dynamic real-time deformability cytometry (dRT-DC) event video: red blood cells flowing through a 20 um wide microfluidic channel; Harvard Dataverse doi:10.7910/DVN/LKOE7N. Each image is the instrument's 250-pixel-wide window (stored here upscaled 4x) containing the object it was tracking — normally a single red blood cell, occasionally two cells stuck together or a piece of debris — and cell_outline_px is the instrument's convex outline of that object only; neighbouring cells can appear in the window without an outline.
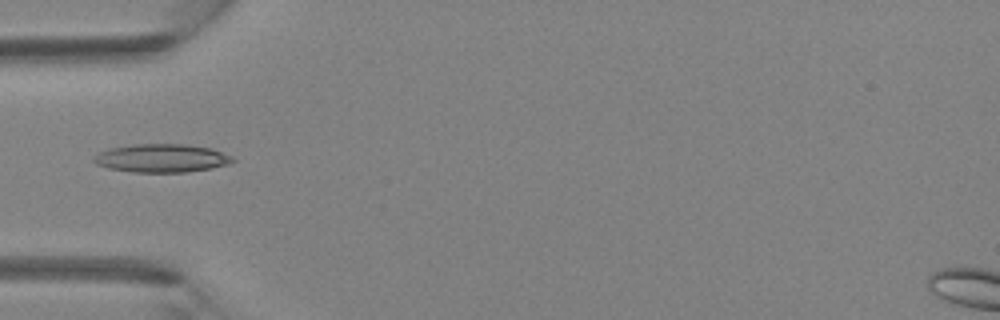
{"species": "Egyptian fruit bat (a non-hibernating species)", "species_latin": "Rousettus aegyptiacus", "temperature_condition": "room temperature", "stored_images_in_passage": 6, "camera_frame_rate_fps": 3000, "um_per_image_px": 0.085, "animal": {"sex": "female"}, "frame": {"image": 1, "passage_image": 5, "time_ms": 1.333, "image_size_px": [1000, 320], "cell_outline_px": [[236, 160], [228, 164], [212, 168], [184, 172], [132, 172], [108, 168], [96, 164], [92, 160], [92, 156], [108, 148], [136, 144], [188, 144], [212, 148], [232, 156]], "centroid_in_image_um": [13.73, 13.44], "position_along_channel_um": 71.3, "area_um2": 23.06}}
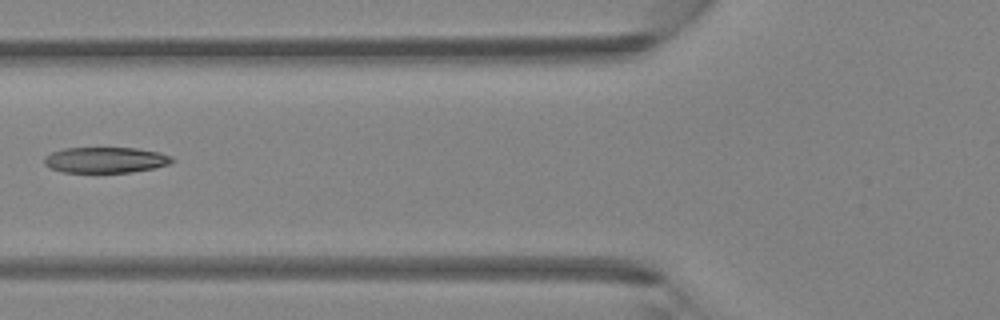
{"frame": {"image": 2, "passage_image": 6, "time_ms": 1.667, "image_size_px": [1000, 320], "cell_outline_px": [[176, 160], [168, 164], [156, 168], [132, 172], [64, 172], [52, 168], [44, 164], [44, 156], [52, 152], [64, 148], [136, 148], [160, 152], [172, 156]], "centroid_in_image_um": [9.01, 13.59], "position_along_channel_um": 116.8, "area_um2": 19.25}}